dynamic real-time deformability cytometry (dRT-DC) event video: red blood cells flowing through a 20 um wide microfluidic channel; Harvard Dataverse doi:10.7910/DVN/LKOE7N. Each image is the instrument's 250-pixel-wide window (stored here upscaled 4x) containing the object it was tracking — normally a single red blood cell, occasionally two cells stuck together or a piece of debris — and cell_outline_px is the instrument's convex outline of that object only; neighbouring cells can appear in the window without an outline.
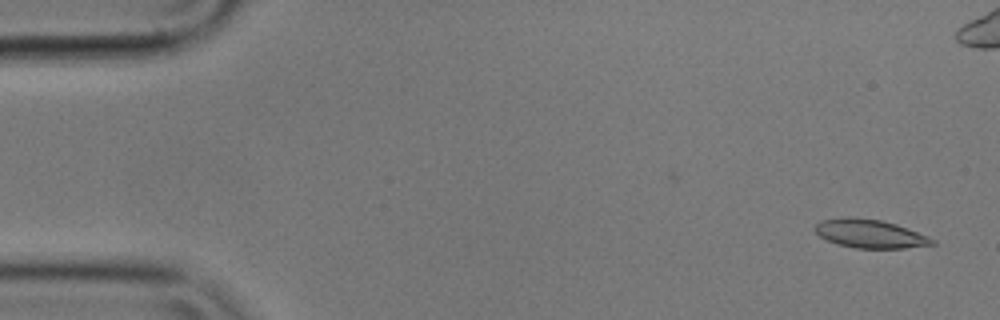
{"species": "common noctule bat (a hibernating species)", "species_latin": "Nyctalus noctula", "temperature_condition": "cold", "stored_images_in_passage": 5, "camera_frame_rate_fps": 3000, "um_per_image_px": 0.085, "animal": {"sex": "male", "body_mass_g": 17.9}, "frame": {"image": 1, "passage_image": 1, "time_ms": 0.0, "image_size_px": [1000, 320], "cell_outline_px": [[936, 244], [904, 248], [856, 248], [836, 244], [820, 236], [812, 228], [820, 220], [848, 216], [880, 220], [896, 224], [928, 236], [936, 240]], "centroid_in_image_um": [73.92, 19.86], "position_along_channel_um": 11.1, "area_um2": 19.54}}